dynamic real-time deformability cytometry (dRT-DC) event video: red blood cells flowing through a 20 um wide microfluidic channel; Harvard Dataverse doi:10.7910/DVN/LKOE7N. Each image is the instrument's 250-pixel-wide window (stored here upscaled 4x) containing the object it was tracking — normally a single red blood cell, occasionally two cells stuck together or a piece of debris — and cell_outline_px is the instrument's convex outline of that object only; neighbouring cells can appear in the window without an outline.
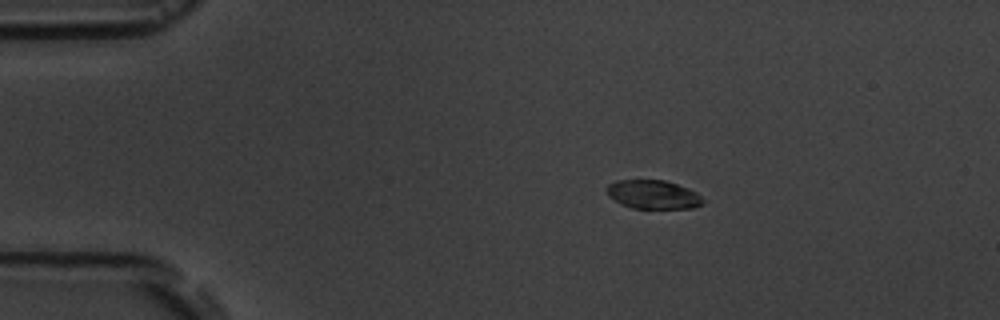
{"species": "common noctule bat (a hibernating species)", "species_latin": "Nyctalus noctula", "temperature_condition": "room temperature", "stored_images_in_passage": 4, "camera_frame_rate_fps": 3000, "um_per_image_px": 0.085, "animal": {"sex": "male", "body_mass_g": 19.5, "forearm_length_mm": 54.6}, "frame": {"image": 1, "passage_image": 2, "time_ms": 1.333, "image_size_px": [1000, 320], "cell_outline_px": [[704, 204], [692, 208], [632, 208], [620, 204], [608, 196], [604, 188], [608, 184], [616, 180], [664, 180], [688, 188], [696, 192], [704, 200]], "centroid_in_image_um": [55.48, 16.53], "position_along_channel_um": 29.5, "area_um2": 16.24}}
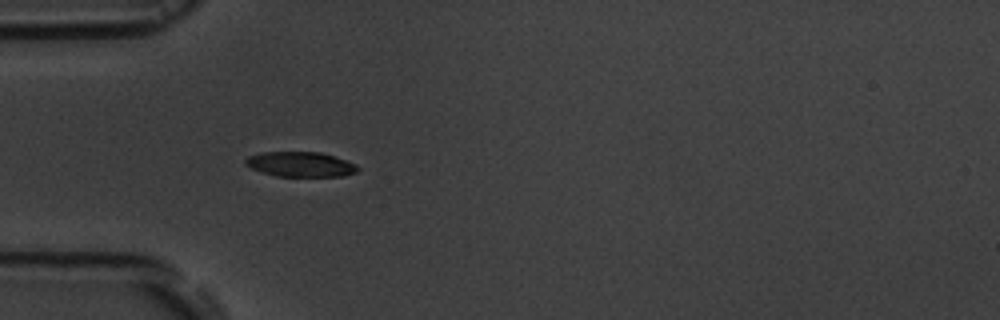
{"frame": {"image": 2, "passage_image": 4, "time_ms": 3.667, "image_size_px": [1000, 320], "cell_outline_px": [[360, 168], [356, 172], [344, 176], [276, 176], [252, 168], [244, 164], [244, 160], [248, 156], [260, 152], [320, 152], [356, 164]], "centroid_in_image_um": [25.52, 13.96], "position_along_channel_um": 59.5, "area_um2": 16.18}}